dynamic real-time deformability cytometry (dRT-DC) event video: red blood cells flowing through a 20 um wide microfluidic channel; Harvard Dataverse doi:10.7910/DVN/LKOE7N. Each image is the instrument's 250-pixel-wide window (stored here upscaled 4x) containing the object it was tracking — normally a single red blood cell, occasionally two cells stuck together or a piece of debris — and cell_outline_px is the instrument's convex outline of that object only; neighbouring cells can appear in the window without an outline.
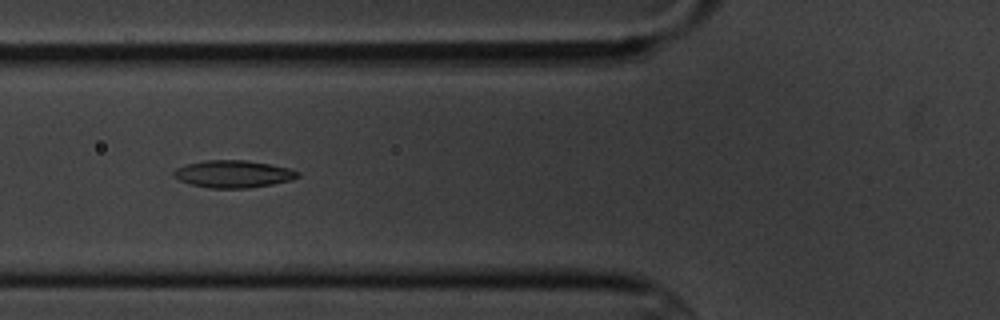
{"species": "common noctule bat (a hibernating species)", "species_latin": "Nyctalus noctula", "temperature_condition": "cold", "stored_images_in_passage": 7, "camera_frame_rate_fps": 3000, "um_per_image_px": 0.085, "animal": {"sex": "male", "body_mass_g": 20.1, "forearm_length_mm": 53.5}, "frame": {"image": 1, "passage_image": 6, "time_ms": 6.667, "image_size_px": [1000, 320], "cell_outline_px": [[300, 176], [292, 180], [272, 184], [248, 188], [208, 188], [192, 184], [180, 180], [172, 176], [172, 172], [176, 168], [188, 164], [204, 160], [248, 160], [288, 168], [300, 172]], "centroid_in_image_um": [19.83, 14.79], "position_along_channel_um": 106.0, "area_um2": 19.71}}
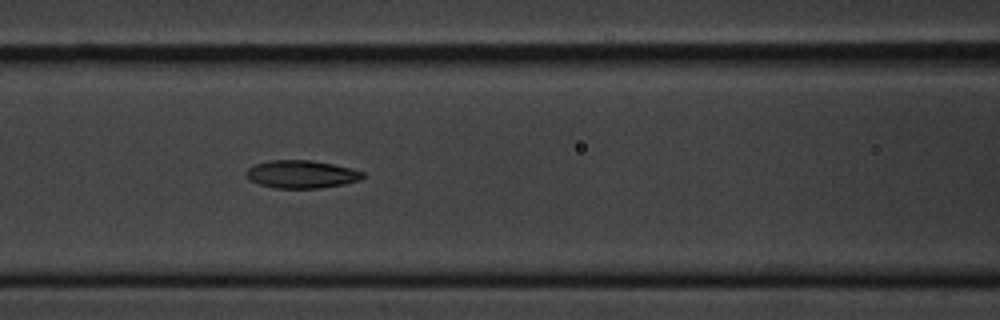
{"frame": {"image": 2, "passage_image": 7, "time_ms": 7.667, "image_size_px": [1000, 320], "cell_outline_px": [[364, 176], [360, 180], [344, 184], [320, 188], [276, 188], [260, 184], [252, 180], [244, 172], [248, 168], [256, 164], [268, 160], [312, 160], [352, 168], [364, 172]], "centroid_in_image_um": [25.65, 14.8], "position_along_channel_um": 140.9, "area_um2": 18.84}}